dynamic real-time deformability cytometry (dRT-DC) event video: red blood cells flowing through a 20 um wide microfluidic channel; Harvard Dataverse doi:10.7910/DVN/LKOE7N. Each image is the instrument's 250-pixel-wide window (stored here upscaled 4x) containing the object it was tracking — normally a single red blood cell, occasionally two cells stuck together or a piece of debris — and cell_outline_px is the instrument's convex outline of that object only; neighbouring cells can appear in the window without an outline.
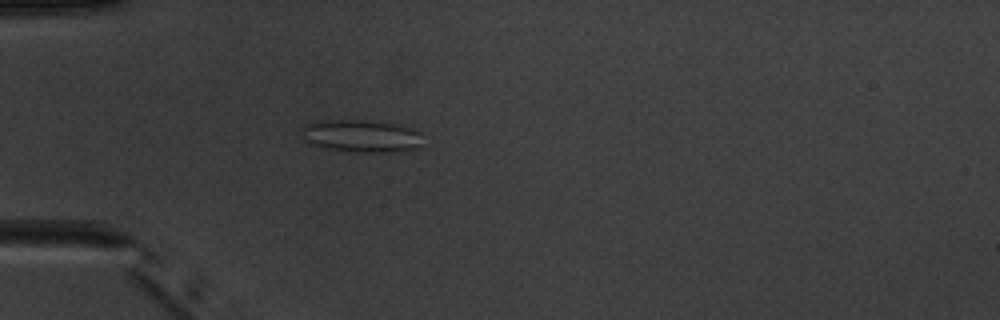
{"species": "common noctule bat (a hibernating species)", "species_latin": "Nyctalus noctula", "temperature_condition": "warm", "stored_images_in_passage": 4, "camera_frame_rate_fps": 3000, "um_per_image_px": 0.085, "animal": {"sex": "male", "body_mass_g": 20.1, "forearm_length_mm": 53.5}, "frame": {"image": 1, "passage_image": 4, "time_ms": 3.333, "image_size_px": [1000, 320], "cell_outline_px": [[420, 148], [396, 152], [356, 152], [328, 148], [308, 144], [296, 132], [304, 124], [320, 120], [356, 120], [392, 124], [408, 128], [416, 132], [420, 144]], "centroid_in_image_um": [30.54, 11.57], "position_along_channel_um": 54.5, "area_um2": 22.83}}